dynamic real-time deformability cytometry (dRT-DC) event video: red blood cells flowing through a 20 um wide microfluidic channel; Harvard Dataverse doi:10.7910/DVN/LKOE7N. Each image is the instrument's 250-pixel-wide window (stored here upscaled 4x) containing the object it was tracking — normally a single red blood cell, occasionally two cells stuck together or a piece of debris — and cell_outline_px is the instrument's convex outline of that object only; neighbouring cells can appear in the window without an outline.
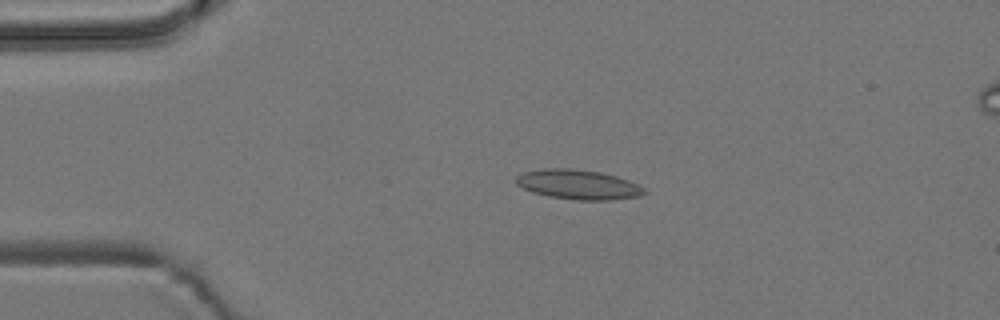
{"species": "common noctule bat (a hibernating species)", "species_latin": "Nyctalus noctula", "temperature_condition": "room temperature", "stored_images_in_passage": 5, "camera_frame_rate_fps": 3000, "um_per_image_px": 0.085, "animal": {"sex": "male", "body_mass_g": 19.2, "forearm_length_mm": 51.8}, "frame": {"image": 1, "passage_image": 3, "time_ms": 3.667, "image_size_px": [1000, 320], "cell_outline_px": [[648, 192], [640, 196], [612, 200], [576, 200], [548, 196], [532, 192], [516, 184], [516, 176], [524, 172], [544, 168], [568, 168], [600, 172], [616, 176], [628, 180], [644, 188]], "centroid_in_image_um": [49.15, 15.69], "position_along_channel_um": 35.8, "area_um2": 22.14}}